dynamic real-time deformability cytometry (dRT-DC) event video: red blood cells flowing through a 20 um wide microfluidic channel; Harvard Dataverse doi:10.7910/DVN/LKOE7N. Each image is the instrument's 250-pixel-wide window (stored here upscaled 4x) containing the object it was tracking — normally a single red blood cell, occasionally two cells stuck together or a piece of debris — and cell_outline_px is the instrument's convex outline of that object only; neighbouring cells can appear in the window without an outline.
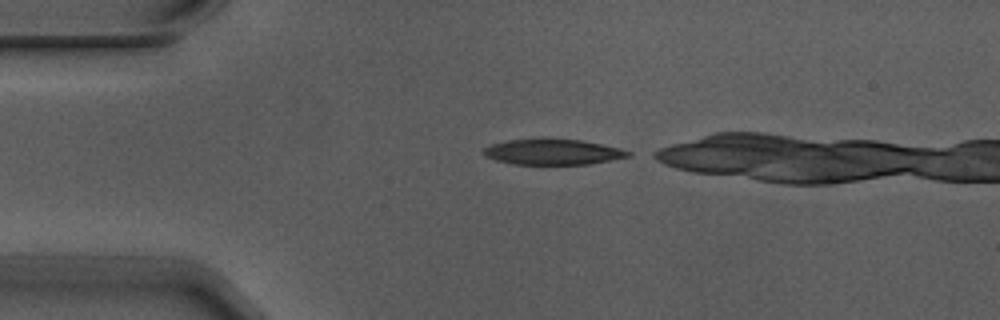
{"species": "Egyptian fruit bat (a non-hibernating species)", "species_latin": "Rousettus aegyptiacus", "temperature_condition": "warm", "stored_images_in_passage": 6, "camera_frame_rate_fps": 3000, "um_per_image_px": 0.085, "animal": {"sex": "male"}, "frame": {"image": 1, "passage_image": 1, "time_ms": 0.0, "image_size_px": [1000, 320], "cell_outline_px": [[632, 156], [588, 164], [512, 164], [496, 160], [484, 156], [480, 152], [484, 148], [492, 144], [508, 140], [544, 136], [548, 136], [580, 140], [620, 148], [632, 152]], "centroid_in_image_um": [46.94, 12.88], "position_along_channel_um": 38.1, "area_um2": 22.25}}